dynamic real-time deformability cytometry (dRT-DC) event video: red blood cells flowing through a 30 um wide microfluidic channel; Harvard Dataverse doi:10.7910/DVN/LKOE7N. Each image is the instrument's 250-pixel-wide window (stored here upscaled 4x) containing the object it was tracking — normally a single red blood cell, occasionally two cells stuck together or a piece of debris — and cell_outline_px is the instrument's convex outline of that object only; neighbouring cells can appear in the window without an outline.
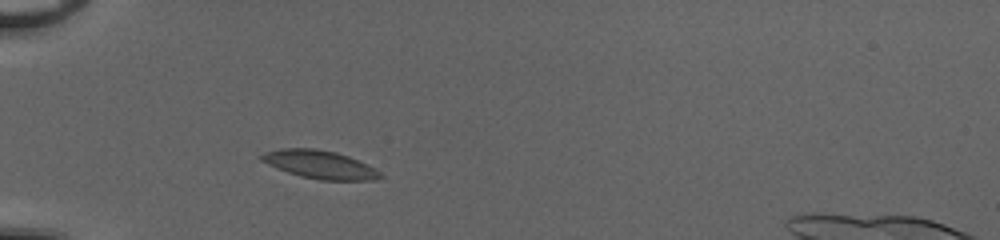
{"species": "common noctule bat (a hibernating species)", "species_latin": "Nyctalus noctula", "temperature_condition": "cold", "stored_images_in_passage": 37, "camera_frame_rate_fps": 3000, "um_per_image_px": 0.085, "animal": {"sex": "female", "body_mass_g": 20.0, "forearm_length_mm": 54.0}, "frame": {"image": 1, "passage_image": 6, "time_ms": 1.667, "image_size_px": [1000, 240], "cell_outline_px": [[384, 176], [376, 180], [320, 180], [300, 176], [276, 168], [260, 160], [256, 156], [264, 152], [280, 148], [316, 148], [336, 152], [348, 156], [368, 164], [380, 172]], "centroid_in_image_um": [27.16, 13.98], "position_along_channel_um": 57.8, "area_um2": 19.71}}
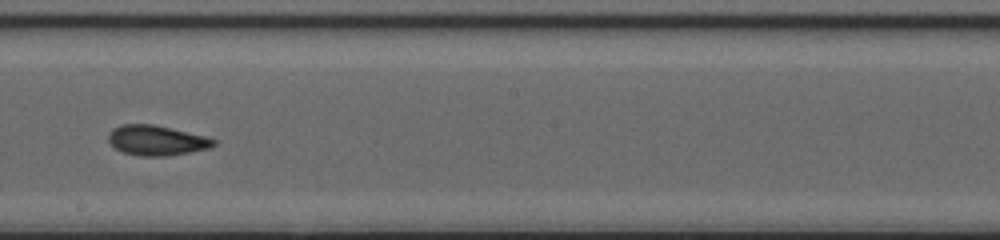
{"frame": {"image": 2, "passage_image": 20, "time_ms": 6.333, "image_size_px": [1000, 240], "cell_outline_px": [[216, 144], [208, 148], [168, 156], [140, 156], [124, 152], [116, 148], [108, 140], [108, 132], [112, 128], [120, 124], [152, 124], [204, 136], [216, 140]], "centroid_in_image_um": [13.26, 11.93], "position_along_channel_um": 234.9, "area_um2": 18.21}}
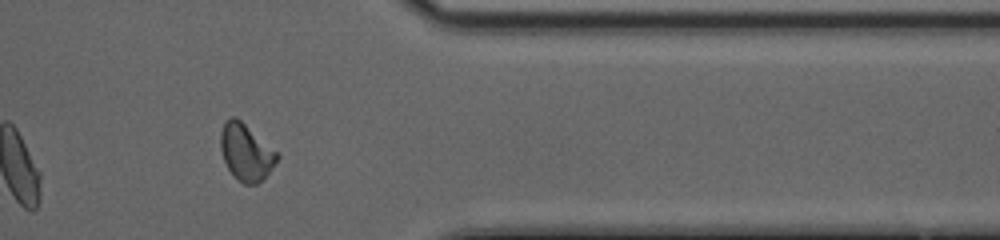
{"frame": {"image": 3, "passage_image": 32, "time_ms": 10.333, "image_size_px": [1000, 240], "cell_outline_px": [[280, 156], [268, 172], [256, 184], [244, 184], [228, 168], [224, 160], [220, 148], [220, 132], [224, 120], [232, 116], [236, 116], [276, 152]], "centroid_in_image_um": [20.86, 12.89], "position_along_channel_um": 390.5, "area_um2": 18.15}, "authors_computed_cell_mechanics": {"area_um2": 18.6694, "velocity_mm_per_s": 4.1162, "shape_relaxation_time_tau1_ms": null, "shape_relaxation_time_tau2_ms": 2.3294, "deformation_change_tau1": null, "deformation_change_tau2": 0.084}}